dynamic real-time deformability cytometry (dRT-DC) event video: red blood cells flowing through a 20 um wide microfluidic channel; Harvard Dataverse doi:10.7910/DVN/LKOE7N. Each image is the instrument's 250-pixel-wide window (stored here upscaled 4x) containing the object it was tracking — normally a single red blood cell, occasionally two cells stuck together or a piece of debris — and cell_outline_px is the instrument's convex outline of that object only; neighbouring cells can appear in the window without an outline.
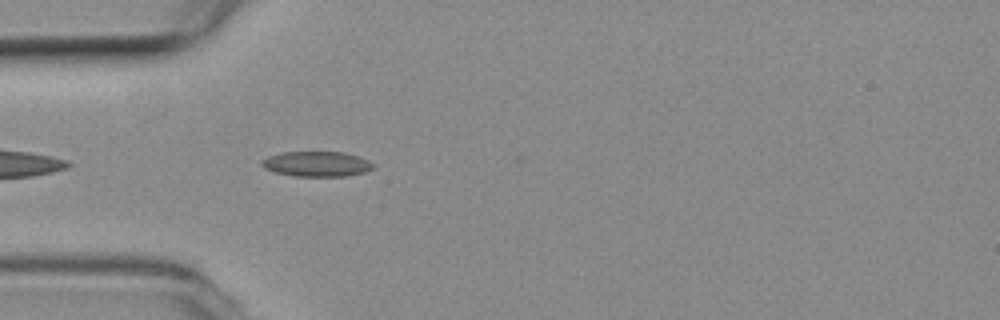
{"species": "common noctule bat (a hibernating species)", "species_latin": "Nyctalus noctula", "temperature_condition": "room temperature", "stored_images_in_passage": 7, "camera_frame_rate_fps": 3000, "um_per_image_px": 0.085, "animal": {"sex": "female", "body_mass_g": 19.3, "forearm_length_mm": 54.1}, "frame": {"image": 1, "passage_image": 3, "time_ms": 0.667, "image_size_px": [1000, 320], "cell_outline_px": [[376, 168], [364, 172], [344, 176], [296, 176], [276, 172], [264, 168], [260, 164], [260, 160], [268, 156], [284, 152], [344, 152], [360, 156], [376, 164]], "centroid_in_image_um": [26.96, 13.93], "position_along_channel_um": 58.0, "area_um2": 16.47}}